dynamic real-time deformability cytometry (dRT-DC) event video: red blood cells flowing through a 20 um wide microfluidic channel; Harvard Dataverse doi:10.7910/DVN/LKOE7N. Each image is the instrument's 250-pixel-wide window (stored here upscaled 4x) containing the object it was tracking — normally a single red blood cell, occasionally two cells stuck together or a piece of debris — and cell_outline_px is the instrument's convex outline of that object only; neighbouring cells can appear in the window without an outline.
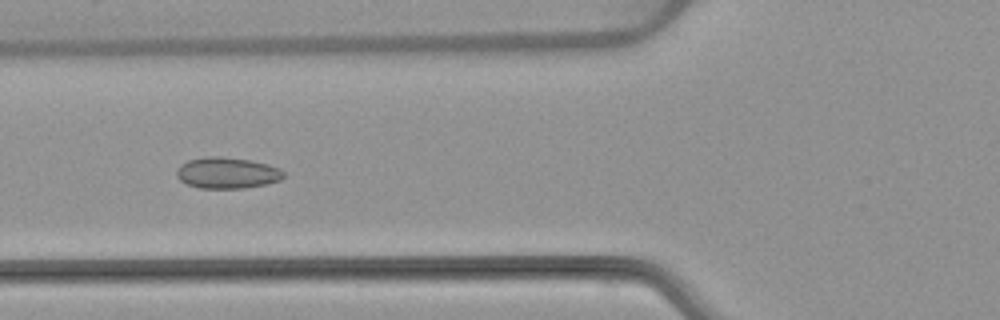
{"species": "common noctule bat (a hibernating species)", "species_latin": "Nyctalus noctula", "temperature_condition": "warm", "stored_images_in_passage": 42, "camera_frame_rate_fps": 3000, "um_per_image_px": 0.085, "animal": {"sex": "female", "body_mass_g": 22.7, "forearm_length_mm": 54.2}, "frame": {"image": 1, "passage_image": 20, "time_ms": 6.333, "image_size_px": [1000, 320], "cell_outline_px": [[284, 176], [280, 180], [264, 184], [244, 188], [200, 188], [188, 184], [180, 180], [176, 176], [176, 168], [180, 164], [188, 160], [204, 156], [220, 156], [252, 160], [268, 164], [280, 168], [284, 172]], "centroid_in_image_um": [19.28, 14.68], "position_along_channel_um": 106.5, "area_um2": 19.59}}
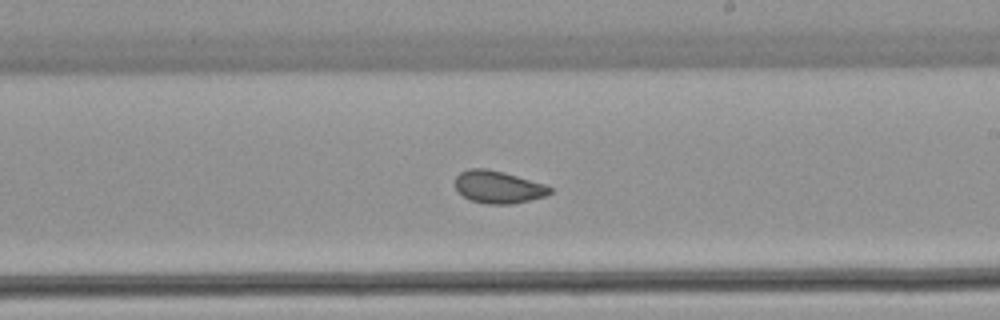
{"frame": {"image": 2, "passage_image": 31, "time_ms": 10.0, "image_size_px": [1000, 320], "cell_outline_px": [[552, 192], [544, 196], [512, 204], [484, 204], [472, 200], [464, 196], [456, 188], [456, 176], [460, 172], [468, 168], [484, 168], [504, 172], [544, 184], [552, 188]], "centroid_in_image_um": [42.34, 15.89], "position_along_channel_um": 246.7, "area_um2": 17.74}}
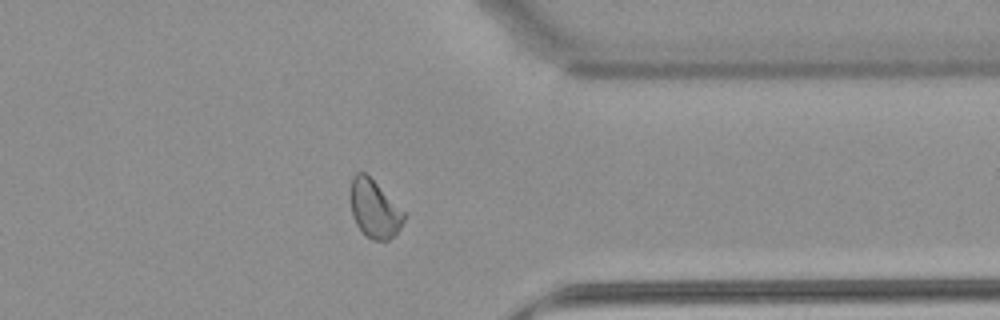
{"frame": {"image": 3, "passage_image": 42, "time_ms": 13.667, "image_size_px": [1000, 320], "cell_outline_px": [[404, 220], [400, 228], [388, 240], [372, 240], [364, 236], [356, 224], [352, 216], [348, 196], [348, 192], [352, 176], [356, 172], [364, 172], [404, 212]], "centroid_in_image_um": [31.74, 17.76], "position_along_channel_um": 379.7, "area_um2": 18.09}, "authors_computed_cell_mechanics": {"area_um2": 18.8428, "velocity_mm_per_s": 3.8278, "shape_relaxation_time_tau1_ms": null, "shape_relaxation_time_tau2_ms": 1.2713, "deformation_change_tau1": null, "deformation_change_tau2": 0.0549}}